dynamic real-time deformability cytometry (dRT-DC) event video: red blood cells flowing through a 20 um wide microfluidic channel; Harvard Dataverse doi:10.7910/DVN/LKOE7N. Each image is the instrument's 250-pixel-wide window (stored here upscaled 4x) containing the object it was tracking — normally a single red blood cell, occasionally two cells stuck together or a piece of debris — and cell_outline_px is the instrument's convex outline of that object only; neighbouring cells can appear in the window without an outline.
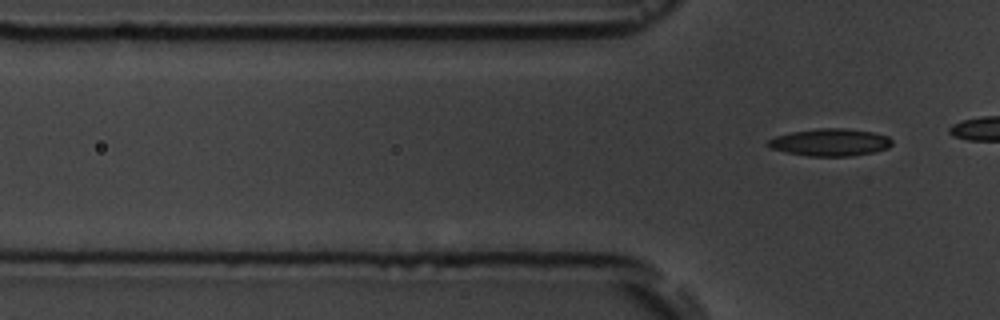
{"species": "common noctule bat (a hibernating species)", "species_latin": "Nyctalus noctula", "temperature_condition": "room temperature", "stored_images_in_passage": 7, "camera_frame_rate_fps": 3000, "um_per_image_px": 0.085, "animal": {"sex": "male", "body_mass_g": 19.5, "forearm_length_mm": 54.6}, "frame": {"image": 1, "passage_image": 7, "time_ms": 7.0, "image_size_px": [1000, 320], "cell_outline_px": [[892, 144], [888, 148], [876, 152], [848, 156], [808, 156], [768, 148], [764, 144], [768, 140], [776, 136], [792, 132], [816, 128], [844, 128], [872, 132], [888, 136], [892, 140]], "centroid_in_image_um": [70.55, 12.1], "position_along_channel_um": 55.2, "area_um2": 19.83}}